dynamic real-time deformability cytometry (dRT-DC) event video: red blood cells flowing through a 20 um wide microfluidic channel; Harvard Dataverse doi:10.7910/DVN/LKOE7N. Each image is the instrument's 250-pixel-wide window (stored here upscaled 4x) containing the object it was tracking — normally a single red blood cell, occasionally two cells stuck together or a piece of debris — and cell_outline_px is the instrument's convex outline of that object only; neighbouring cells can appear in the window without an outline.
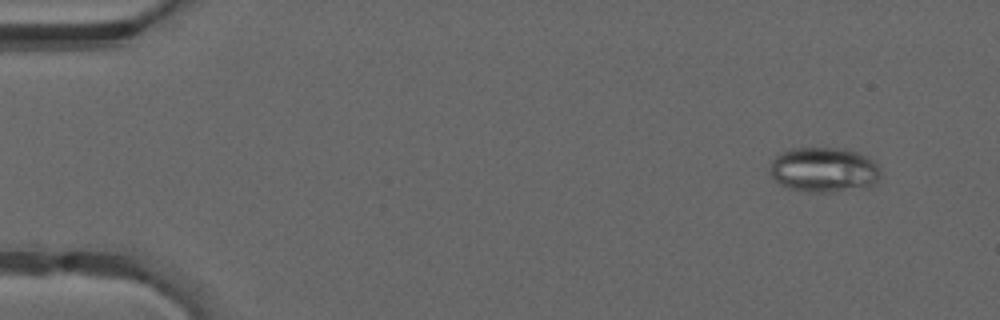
{"species": "common noctule bat (a hibernating species)", "species_latin": "Nyctalus noctula", "temperature_condition": "warm", "stored_images_in_passage": 49, "camera_frame_rate_fps": 3000, "um_per_image_px": 0.085, "animal": {"sex": "male", "forearm_length_mm": 52.5}, "frame": {"image": 1, "passage_image": 4, "time_ms": 1.0, "image_size_px": [1000, 320], "cell_outline_px": [[880, 176], [876, 184], [868, 188], [828, 192], [808, 192], [788, 188], [780, 184], [768, 172], [772, 160], [784, 148], [844, 148], [860, 152], [876, 164], [880, 168]], "centroid_in_image_um": [70.03, 14.43], "position_along_channel_um": 15.0, "area_um2": 29.54}}
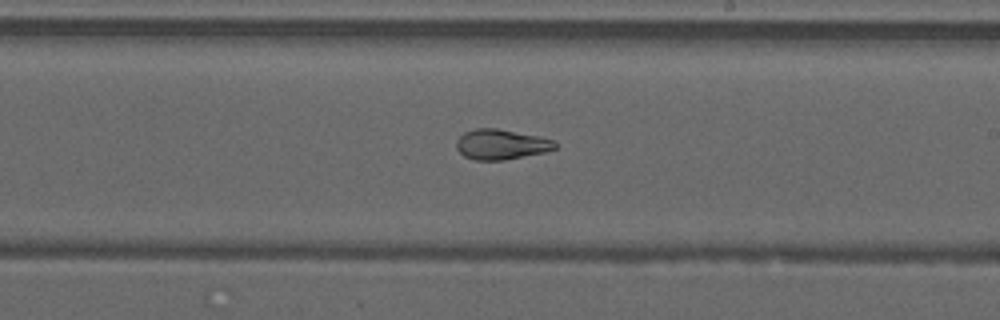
{"frame": {"image": 2, "passage_image": 29, "time_ms": 9.333, "image_size_px": [1000, 320], "cell_outline_px": [[556, 148], [544, 152], [504, 160], [476, 160], [464, 156], [456, 148], [456, 140], [464, 132], [476, 128], [496, 128], [540, 136], [556, 140]], "centroid_in_image_um": [42.6, 12.26], "position_along_channel_um": 246.4, "area_um2": 17.4}}
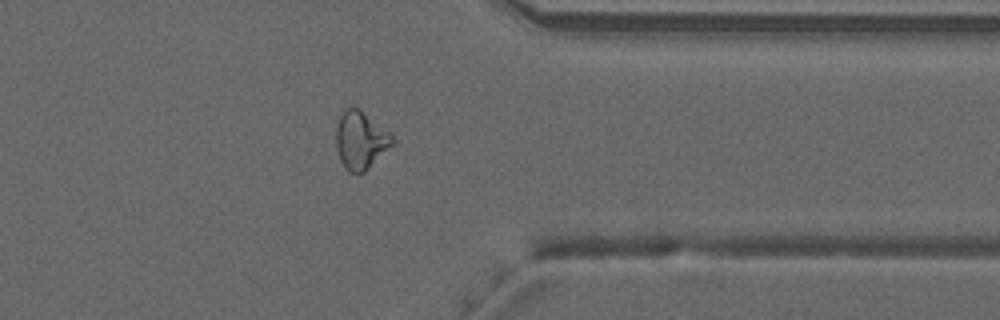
{"frame": {"image": 3, "passage_image": 39, "time_ms": 12.667, "image_size_px": [1000, 320], "cell_outline_px": [[396, 140], [364, 172], [348, 172], [344, 168], [340, 160], [336, 148], [336, 128], [340, 116], [344, 108], [352, 104], [360, 108], [388, 132]], "centroid_in_image_um": [30.61, 11.87], "position_along_channel_um": 380.8, "area_um2": 18.9}, "authors_computed_cell_mechanics": {"area_um2": 21.3282, "velocity_mm_per_s": 4.2325, "shape_relaxation_time_tau1_ms": null, "shape_relaxation_time_tau2_ms": 1.7585, "deformation_change_tau1": null, "deformation_change_tau2": 0.0758}}